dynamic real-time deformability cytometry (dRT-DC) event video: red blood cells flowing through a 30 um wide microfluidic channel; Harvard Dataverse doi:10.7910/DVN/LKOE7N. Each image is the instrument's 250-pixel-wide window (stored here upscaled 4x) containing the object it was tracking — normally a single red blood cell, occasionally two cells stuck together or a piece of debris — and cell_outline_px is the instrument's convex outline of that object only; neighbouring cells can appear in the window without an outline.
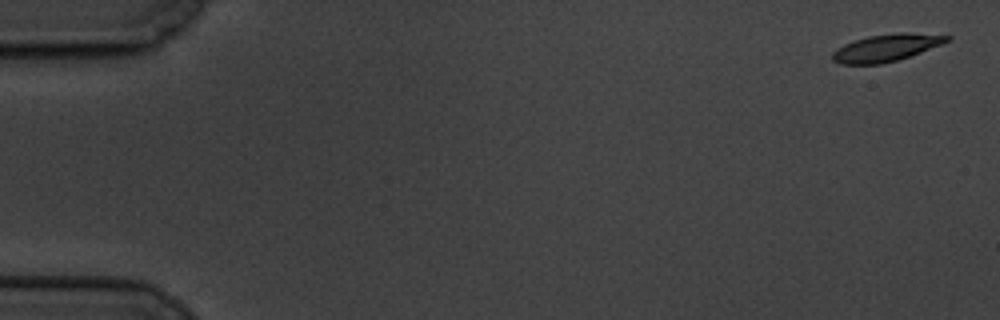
{"species": "common noctule bat (a hibernating species)", "species_latin": "Nyctalus noctula", "temperature_condition": "cold", "stored_images_in_passage": 8, "camera_frame_rate_fps": 3000, "um_per_image_px": 0.085, "animal": {"sex": "male", "body_mass_g": 19.5, "forearm_length_mm": 54.6}, "frame": {"image": 1, "passage_image": 1, "time_ms": 0.0, "image_size_px": [1000, 320], "cell_outline_px": [[952, 40], [920, 52], [896, 60], [880, 64], [840, 64], [832, 60], [832, 52], [836, 48], [852, 40], [868, 36], [900, 32], [908, 32], [952, 36]], "centroid_in_image_um": [75.3, 4.05], "position_along_channel_um": 9.7, "area_um2": 18.15}}
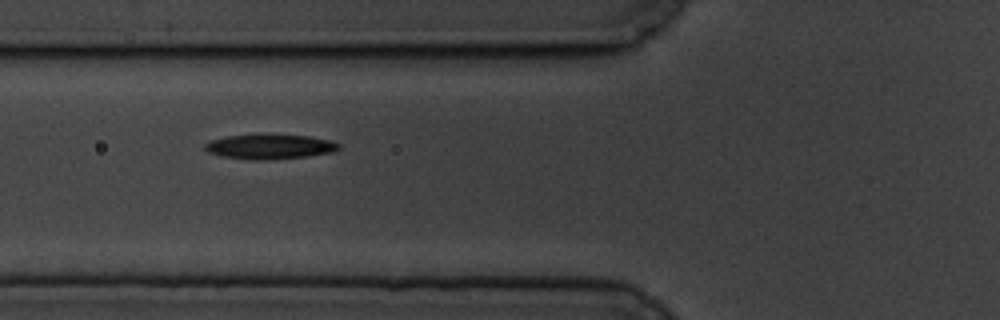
{"frame": {"image": 2, "passage_image": 7, "time_ms": 7.0, "image_size_px": [1000, 320], "cell_outline_px": [[340, 148], [332, 152], [308, 156], [256, 160], [248, 160], [220, 156], [208, 152], [204, 148], [204, 144], [212, 140], [228, 136], [308, 136], [332, 140], [340, 144]], "centroid_in_image_um": [22.93, 12.49], "position_along_channel_um": 102.9, "area_um2": 18.73}}
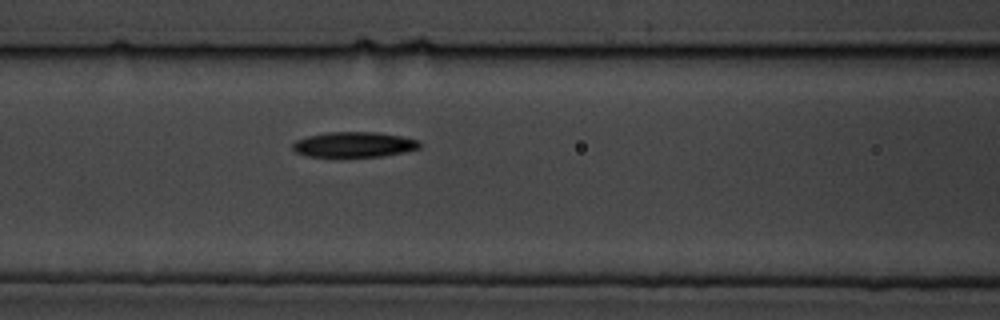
{"frame": {"image": 3, "passage_image": 8, "time_ms": 8.0, "image_size_px": [1000, 320], "cell_outline_px": [[420, 148], [404, 152], [384, 156], [336, 160], [308, 156], [296, 152], [292, 148], [292, 144], [296, 140], [308, 136], [328, 132], [376, 132], [400, 136], [420, 140]], "centroid_in_image_um": [30.05, 12.34], "position_along_channel_um": 136.5, "area_um2": 19.65}}